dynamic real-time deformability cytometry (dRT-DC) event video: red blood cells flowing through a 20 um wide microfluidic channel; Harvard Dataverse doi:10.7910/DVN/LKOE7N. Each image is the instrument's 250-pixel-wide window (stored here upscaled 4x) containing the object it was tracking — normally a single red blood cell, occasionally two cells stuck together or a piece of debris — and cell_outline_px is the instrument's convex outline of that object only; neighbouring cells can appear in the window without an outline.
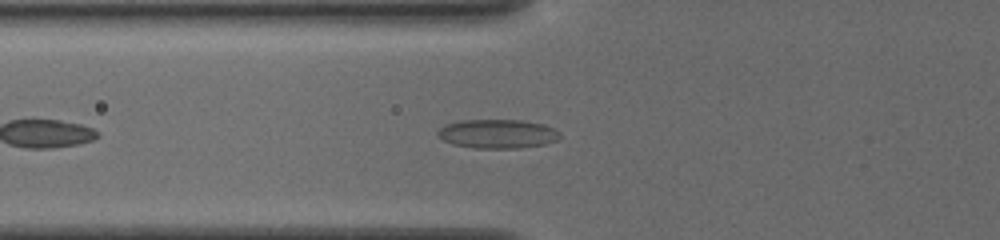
{"species": "common noctule bat (a hibernating species)", "species_latin": "Nyctalus noctula", "temperature_condition": "cold", "stored_images_in_passage": 38, "camera_frame_rate_fps": 3000, "um_per_image_px": 0.085, "animal": {"sex": "female", "body_mass_g": 19.5, "forearm_length_mm": 54.1}, "frame": {"image": 1, "passage_image": 7, "time_ms": 2.0, "image_size_px": [1000, 240], "cell_outline_px": [[560, 140], [544, 144], [520, 148], [472, 148], [452, 144], [436, 136], [436, 132], [444, 124], [464, 120], [520, 120], [544, 124], [560, 132]], "centroid_in_image_um": [42.28, 11.38], "position_along_channel_um": 83.5, "area_um2": 20.81}}
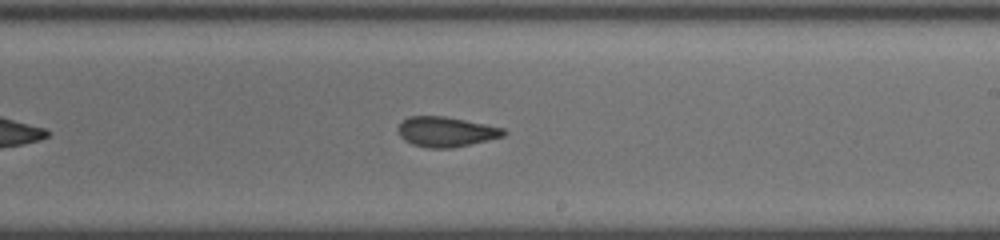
{"frame": {"image": 2, "passage_image": 20, "time_ms": 6.333, "image_size_px": [1000, 240], "cell_outline_px": [[508, 132], [504, 136], [488, 140], [452, 148], [428, 148], [412, 144], [404, 140], [400, 136], [396, 128], [408, 116], [444, 116], [504, 128]], "centroid_in_image_um": [37.9, 11.2], "position_along_channel_um": 251.1, "area_um2": 18.44}}
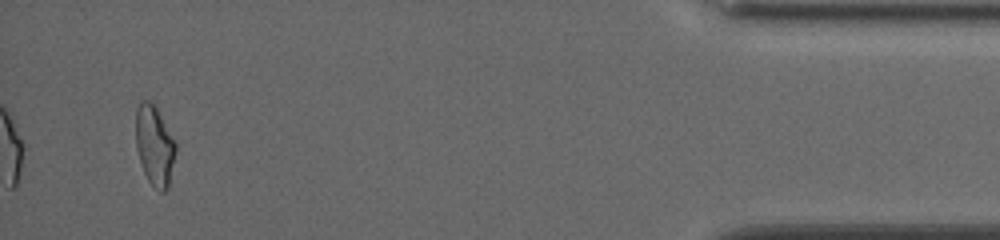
{"frame": {"image": 3, "passage_image": 38, "time_ms": 12.333, "image_size_px": [1000, 240], "cell_outline_px": [[176, 152], [168, 188], [164, 192], [160, 192], [148, 180], [140, 164], [136, 148], [136, 108], [144, 100], [148, 100], [156, 108], [176, 140]], "centroid_in_image_um": [13.15, 12.39], "position_along_channel_um": 422.1, "area_um2": 18.61}, "authors_computed_cell_mechanics": {"area_um2": 18.6405, "velocity_mm_per_s": 3.8643, "shape_relaxation_time_tau1_ms": 11.2019, "shape_relaxation_time_tau2_ms": 2.5351, "deformation_change_tau1": 0.196, "deformation_change_tau2": 0.1022}}